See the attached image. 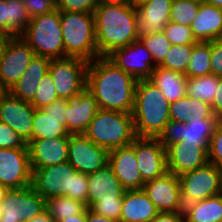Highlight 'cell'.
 <instances>
[{
    "instance_id": "obj_1",
    "label": "cell",
    "mask_w": 222,
    "mask_h": 222,
    "mask_svg": "<svg viewBox=\"0 0 222 222\" xmlns=\"http://www.w3.org/2000/svg\"><path fill=\"white\" fill-rule=\"evenodd\" d=\"M137 81L106 56L88 63L86 87L99 109L132 114Z\"/></svg>"
},
{
    "instance_id": "obj_2",
    "label": "cell",
    "mask_w": 222,
    "mask_h": 222,
    "mask_svg": "<svg viewBox=\"0 0 222 222\" xmlns=\"http://www.w3.org/2000/svg\"><path fill=\"white\" fill-rule=\"evenodd\" d=\"M93 14L99 57L139 39L134 5L100 3Z\"/></svg>"
},
{
    "instance_id": "obj_3",
    "label": "cell",
    "mask_w": 222,
    "mask_h": 222,
    "mask_svg": "<svg viewBox=\"0 0 222 222\" xmlns=\"http://www.w3.org/2000/svg\"><path fill=\"white\" fill-rule=\"evenodd\" d=\"M170 103L149 80H138L132 117L136 137L157 138L170 121Z\"/></svg>"
},
{
    "instance_id": "obj_4",
    "label": "cell",
    "mask_w": 222,
    "mask_h": 222,
    "mask_svg": "<svg viewBox=\"0 0 222 222\" xmlns=\"http://www.w3.org/2000/svg\"><path fill=\"white\" fill-rule=\"evenodd\" d=\"M88 174L75 170L68 161L32 171V188L45 200L67 196L87 206Z\"/></svg>"
},
{
    "instance_id": "obj_5",
    "label": "cell",
    "mask_w": 222,
    "mask_h": 222,
    "mask_svg": "<svg viewBox=\"0 0 222 222\" xmlns=\"http://www.w3.org/2000/svg\"><path fill=\"white\" fill-rule=\"evenodd\" d=\"M65 57L91 62L99 57L93 13L60 12Z\"/></svg>"
},
{
    "instance_id": "obj_6",
    "label": "cell",
    "mask_w": 222,
    "mask_h": 222,
    "mask_svg": "<svg viewBox=\"0 0 222 222\" xmlns=\"http://www.w3.org/2000/svg\"><path fill=\"white\" fill-rule=\"evenodd\" d=\"M84 135L108 151L130 145L136 138L132 114L99 109Z\"/></svg>"
},
{
    "instance_id": "obj_7",
    "label": "cell",
    "mask_w": 222,
    "mask_h": 222,
    "mask_svg": "<svg viewBox=\"0 0 222 222\" xmlns=\"http://www.w3.org/2000/svg\"><path fill=\"white\" fill-rule=\"evenodd\" d=\"M180 193L175 212L186 218L200 201L222 193V170L214 164L183 173L178 176Z\"/></svg>"
},
{
    "instance_id": "obj_8",
    "label": "cell",
    "mask_w": 222,
    "mask_h": 222,
    "mask_svg": "<svg viewBox=\"0 0 222 222\" xmlns=\"http://www.w3.org/2000/svg\"><path fill=\"white\" fill-rule=\"evenodd\" d=\"M87 208L120 222L122 199L126 191L108 164L94 173L88 174Z\"/></svg>"
},
{
    "instance_id": "obj_9",
    "label": "cell",
    "mask_w": 222,
    "mask_h": 222,
    "mask_svg": "<svg viewBox=\"0 0 222 222\" xmlns=\"http://www.w3.org/2000/svg\"><path fill=\"white\" fill-rule=\"evenodd\" d=\"M20 37L38 56L50 59L65 58L60 11L31 17Z\"/></svg>"
},
{
    "instance_id": "obj_10",
    "label": "cell",
    "mask_w": 222,
    "mask_h": 222,
    "mask_svg": "<svg viewBox=\"0 0 222 222\" xmlns=\"http://www.w3.org/2000/svg\"><path fill=\"white\" fill-rule=\"evenodd\" d=\"M88 63L77 57L51 59L48 72L60 99L72 100L86 87Z\"/></svg>"
},
{
    "instance_id": "obj_11",
    "label": "cell",
    "mask_w": 222,
    "mask_h": 222,
    "mask_svg": "<svg viewBox=\"0 0 222 222\" xmlns=\"http://www.w3.org/2000/svg\"><path fill=\"white\" fill-rule=\"evenodd\" d=\"M46 210V200L32 186L9 189L0 204V222H27Z\"/></svg>"
},
{
    "instance_id": "obj_12",
    "label": "cell",
    "mask_w": 222,
    "mask_h": 222,
    "mask_svg": "<svg viewBox=\"0 0 222 222\" xmlns=\"http://www.w3.org/2000/svg\"><path fill=\"white\" fill-rule=\"evenodd\" d=\"M219 122L218 118H189L186 123L170 120L157 139L165 148L176 142H193L199 147H208Z\"/></svg>"
},
{
    "instance_id": "obj_13",
    "label": "cell",
    "mask_w": 222,
    "mask_h": 222,
    "mask_svg": "<svg viewBox=\"0 0 222 222\" xmlns=\"http://www.w3.org/2000/svg\"><path fill=\"white\" fill-rule=\"evenodd\" d=\"M35 55L20 36L6 38L0 59V81L8 90L22 77Z\"/></svg>"
},
{
    "instance_id": "obj_14",
    "label": "cell",
    "mask_w": 222,
    "mask_h": 222,
    "mask_svg": "<svg viewBox=\"0 0 222 222\" xmlns=\"http://www.w3.org/2000/svg\"><path fill=\"white\" fill-rule=\"evenodd\" d=\"M68 162L83 174H90L109 163V151L90 141L84 134H70Z\"/></svg>"
},
{
    "instance_id": "obj_15",
    "label": "cell",
    "mask_w": 222,
    "mask_h": 222,
    "mask_svg": "<svg viewBox=\"0 0 222 222\" xmlns=\"http://www.w3.org/2000/svg\"><path fill=\"white\" fill-rule=\"evenodd\" d=\"M106 57L137 80L149 79L153 69L157 67L151 53L140 39L114 49Z\"/></svg>"
},
{
    "instance_id": "obj_16",
    "label": "cell",
    "mask_w": 222,
    "mask_h": 222,
    "mask_svg": "<svg viewBox=\"0 0 222 222\" xmlns=\"http://www.w3.org/2000/svg\"><path fill=\"white\" fill-rule=\"evenodd\" d=\"M32 170L28 148L0 149V184L9 189L30 186Z\"/></svg>"
},
{
    "instance_id": "obj_17",
    "label": "cell",
    "mask_w": 222,
    "mask_h": 222,
    "mask_svg": "<svg viewBox=\"0 0 222 222\" xmlns=\"http://www.w3.org/2000/svg\"><path fill=\"white\" fill-rule=\"evenodd\" d=\"M134 150L144 182L154 180L168 172L166 148L157 138L136 137Z\"/></svg>"
},
{
    "instance_id": "obj_18",
    "label": "cell",
    "mask_w": 222,
    "mask_h": 222,
    "mask_svg": "<svg viewBox=\"0 0 222 222\" xmlns=\"http://www.w3.org/2000/svg\"><path fill=\"white\" fill-rule=\"evenodd\" d=\"M35 108L8 92L0 104V122L7 124L27 143L32 140Z\"/></svg>"
},
{
    "instance_id": "obj_19",
    "label": "cell",
    "mask_w": 222,
    "mask_h": 222,
    "mask_svg": "<svg viewBox=\"0 0 222 222\" xmlns=\"http://www.w3.org/2000/svg\"><path fill=\"white\" fill-rule=\"evenodd\" d=\"M168 172L179 176L209 163L208 147L193 142H176L166 147Z\"/></svg>"
},
{
    "instance_id": "obj_20",
    "label": "cell",
    "mask_w": 222,
    "mask_h": 222,
    "mask_svg": "<svg viewBox=\"0 0 222 222\" xmlns=\"http://www.w3.org/2000/svg\"><path fill=\"white\" fill-rule=\"evenodd\" d=\"M125 190H140L144 181L135 156L134 141L127 146L109 151L108 163Z\"/></svg>"
},
{
    "instance_id": "obj_21",
    "label": "cell",
    "mask_w": 222,
    "mask_h": 222,
    "mask_svg": "<svg viewBox=\"0 0 222 222\" xmlns=\"http://www.w3.org/2000/svg\"><path fill=\"white\" fill-rule=\"evenodd\" d=\"M69 137L36 139L27 143L31 170L68 161Z\"/></svg>"
},
{
    "instance_id": "obj_22",
    "label": "cell",
    "mask_w": 222,
    "mask_h": 222,
    "mask_svg": "<svg viewBox=\"0 0 222 222\" xmlns=\"http://www.w3.org/2000/svg\"><path fill=\"white\" fill-rule=\"evenodd\" d=\"M142 189L159 212H175L181 190L178 176L167 172L145 182Z\"/></svg>"
},
{
    "instance_id": "obj_23",
    "label": "cell",
    "mask_w": 222,
    "mask_h": 222,
    "mask_svg": "<svg viewBox=\"0 0 222 222\" xmlns=\"http://www.w3.org/2000/svg\"><path fill=\"white\" fill-rule=\"evenodd\" d=\"M99 110L97 101L85 87L66 107V129L69 134H84Z\"/></svg>"
},
{
    "instance_id": "obj_24",
    "label": "cell",
    "mask_w": 222,
    "mask_h": 222,
    "mask_svg": "<svg viewBox=\"0 0 222 222\" xmlns=\"http://www.w3.org/2000/svg\"><path fill=\"white\" fill-rule=\"evenodd\" d=\"M173 0H150L137 7V31L139 38L147 34L163 32L170 21Z\"/></svg>"
},
{
    "instance_id": "obj_25",
    "label": "cell",
    "mask_w": 222,
    "mask_h": 222,
    "mask_svg": "<svg viewBox=\"0 0 222 222\" xmlns=\"http://www.w3.org/2000/svg\"><path fill=\"white\" fill-rule=\"evenodd\" d=\"M197 42H210L222 38V9L207 3H200L198 13L190 24Z\"/></svg>"
},
{
    "instance_id": "obj_26",
    "label": "cell",
    "mask_w": 222,
    "mask_h": 222,
    "mask_svg": "<svg viewBox=\"0 0 222 222\" xmlns=\"http://www.w3.org/2000/svg\"><path fill=\"white\" fill-rule=\"evenodd\" d=\"M158 213L143 189L124 192L120 222H151Z\"/></svg>"
},
{
    "instance_id": "obj_27",
    "label": "cell",
    "mask_w": 222,
    "mask_h": 222,
    "mask_svg": "<svg viewBox=\"0 0 222 222\" xmlns=\"http://www.w3.org/2000/svg\"><path fill=\"white\" fill-rule=\"evenodd\" d=\"M50 61L46 56L35 55L25 73L9 92L23 101L31 102L43 76L48 73Z\"/></svg>"
},
{
    "instance_id": "obj_28",
    "label": "cell",
    "mask_w": 222,
    "mask_h": 222,
    "mask_svg": "<svg viewBox=\"0 0 222 222\" xmlns=\"http://www.w3.org/2000/svg\"><path fill=\"white\" fill-rule=\"evenodd\" d=\"M149 80L162 92L171 103L187 95V76L181 72L157 66Z\"/></svg>"
},
{
    "instance_id": "obj_29",
    "label": "cell",
    "mask_w": 222,
    "mask_h": 222,
    "mask_svg": "<svg viewBox=\"0 0 222 222\" xmlns=\"http://www.w3.org/2000/svg\"><path fill=\"white\" fill-rule=\"evenodd\" d=\"M169 117L179 123H186L189 118H217L210 104L187 95L170 103Z\"/></svg>"
},
{
    "instance_id": "obj_30",
    "label": "cell",
    "mask_w": 222,
    "mask_h": 222,
    "mask_svg": "<svg viewBox=\"0 0 222 222\" xmlns=\"http://www.w3.org/2000/svg\"><path fill=\"white\" fill-rule=\"evenodd\" d=\"M69 135L66 129V119L54 118L42 109H35L32 140L69 137Z\"/></svg>"
},
{
    "instance_id": "obj_31",
    "label": "cell",
    "mask_w": 222,
    "mask_h": 222,
    "mask_svg": "<svg viewBox=\"0 0 222 222\" xmlns=\"http://www.w3.org/2000/svg\"><path fill=\"white\" fill-rule=\"evenodd\" d=\"M222 220V193L200 200L185 218V222H220Z\"/></svg>"
},
{
    "instance_id": "obj_32",
    "label": "cell",
    "mask_w": 222,
    "mask_h": 222,
    "mask_svg": "<svg viewBox=\"0 0 222 222\" xmlns=\"http://www.w3.org/2000/svg\"><path fill=\"white\" fill-rule=\"evenodd\" d=\"M87 209L85 203L67 196H57L46 200V211L55 222L80 215Z\"/></svg>"
},
{
    "instance_id": "obj_33",
    "label": "cell",
    "mask_w": 222,
    "mask_h": 222,
    "mask_svg": "<svg viewBox=\"0 0 222 222\" xmlns=\"http://www.w3.org/2000/svg\"><path fill=\"white\" fill-rule=\"evenodd\" d=\"M219 87V76L209 74L202 77L187 78V96L212 105L216 89Z\"/></svg>"
},
{
    "instance_id": "obj_34",
    "label": "cell",
    "mask_w": 222,
    "mask_h": 222,
    "mask_svg": "<svg viewBox=\"0 0 222 222\" xmlns=\"http://www.w3.org/2000/svg\"><path fill=\"white\" fill-rule=\"evenodd\" d=\"M6 6L7 36H20L31 19L24 0H6Z\"/></svg>"
},
{
    "instance_id": "obj_35",
    "label": "cell",
    "mask_w": 222,
    "mask_h": 222,
    "mask_svg": "<svg viewBox=\"0 0 222 222\" xmlns=\"http://www.w3.org/2000/svg\"><path fill=\"white\" fill-rule=\"evenodd\" d=\"M211 41L198 42L193 49L185 75L187 78L202 77L211 74Z\"/></svg>"
},
{
    "instance_id": "obj_36",
    "label": "cell",
    "mask_w": 222,
    "mask_h": 222,
    "mask_svg": "<svg viewBox=\"0 0 222 222\" xmlns=\"http://www.w3.org/2000/svg\"><path fill=\"white\" fill-rule=\"evenodd\" d=\"M195 45L196 44L171 45L170 51L159 66L185 74Z\"/></svg>"
},
{
    "instance_id": "obj_37",
    "label": "cell",
    "mask_w": 222,
    "mask_h": 222,
    "mask_svg": "<svg viewBox=\"0 0 222 222\" xmlns=\"http://www.w3.org/2000/svg\"><path fill=\"white\" fill-rule=\"evenodd\" d=\"M200 3L192 0H173L170 10V21L190 26L195 19Z\"/></svg>"
},
{
    "instance_id": "obj_38",
    "label": "cell",
    "mask_w": 222,
    "mask_h": 222,
    "mask_svg": "<svg viewBox=\"0 0 222 222\" xmlns=\"http://www.w3.org/2000/svg\"><path fill=\"white\" fill-rule=\"evenodd\" d=\"M148 51L157 66H159L167 56L171 48V43L163 33L147 34L139 38Z\"/></svg>"
},
{
    "instance_id": "obj_39",
    "label": "cell",
    "mask_w": 222,
    "mask_h": 222,
    "mask_svg": "<svg viewBox=\"0 0 222 222\" xmlns=\"http://www.w3.org/2000/svg\"><path fill=\"white\" fill-rule=\"evenodd\" d=\"M57 99H59V97L56 92L52 77L48 72L43 76L41 82L39 83L38 90L36 91L35 96L30 104L35 109H42L44 106L49 105Z\"/></svg>"
},
{
    "instance_id": "obj_40",
    "label": "cell",
    "mask_w": 222,
    "mask_h": 222,
    "mask_svg": "<svg viewBox=\"0 0 222 222\" xmlns=\"http://www.w3.org/2000/svg\"><path fill=\"white\" fill-rule=\"evenodd\" d=\"M163 33L167 36V39L172 45H183V44H197L198 42L193 37L190 26H184L169 21L166 25Z\"/></svg>"
},
{
    "instance_id": "obj_41",
    "label": "cell",
    "mask_w": 222,
    "mask_h": 222,
    "mask_svg": "<svg viewBox=\"0 0 222 222\" xmlns=\"http://www.w3.org/2000/svg\"><path fill=\"white\" fill-rule=\"evenodd\" d=\"M209 163L222 170V121L214 129L208 146Z\"/></svg>"
},
{
    "instance_id": "obj_42",
    "label": "cell",
    "mask_w": 222,
    "mask_h": 222,
    "mask_svg": "<svg viewBox=\"0 0 222 222\" xmlns=\"http://www.w3.org/2000/svg\"><path fill=\"white\" fill-rule=\"evenodd\" d=\"M99 4V0H56V8L60 12L94 13Z\"/></svg>"
},
{
    "instance_id": "obj_43",
    "label": "cell",
    "mask_w": 222,
    "mask_h": 222,
    "mask_svg": "<svg viewBox=\"0 0 222 222\" xmlns=\"http://www.w3.org/2000/svg\"><path fill=\"white\" fill-rule=\"evenodd\" d=\"M28 148L27 142L7 124L0 122V149Z\"/></svg>"
},
{
    "instance_id": "obj_44",
    "label": "cell",
    "mask_w": 222,
    "mask_h": 222,
    "mask_svg": "<svg viewBox=\"0 0 222 222\" xmlns=\"http://www.w3.org/2000/svg\"><path fill=\"white\" fill-rule=\"evenodd\" d=\"M30 17L52 12L56 9V0H24Z\"/></svg>"
},
{
    "instance_id": "obj_45",
    "label": "cell",
    "mask_w": 222,
    "mask_h": 222,
    "mask_svg": "<svg viewBox=\"0 0 222 222\" xmlns=\"http://www.w3.org/2000/svg\"><path fill=\"white\" fill-rule=\"evenodd\" d=\"M211 74L222 76V38L211 41Z\"/></svg>"
},
{
    "instance_id": "obj_46",
    "label": "cell",
    "mask_w": 222,
    "mask_h": 222,
    "mask_svg": "<svg viewBox=\"0 0 222 222\" xmlns=\"http://www.w3.org/2000/svg\"><path fill=\"white\" fill-rule=\"evenodd\" d=\"M70 100L66 99H57L53 101L49 105H46L42 108V110L47 114L54 118H63L66 119V107Z\"/></svg>"
},
{
    "instance_id": "obj_47",
    "label": "cell",
    "mask_w": 222,
    "mask_h": 222,
    "mask_svg": "<svg viewBox=\"0 0 222 222\" xmlns=\"http://www.w3.org/2000/svg\"><path fill=\"white\" fill-rule=\"evenodd\" d=\"M211 108L214 116L222 121V76L219 77V87L216 89V94Z\"/></svg>"
},
{
    "instance_id": "obj_48",
    "label": "cell",
    "mask_w": 222,
    "mask_h": 222,
    "mask_svg": "<svg viewBox=\"0 0 222 222\" xmlns=\"http://www.w3.org/2000/svg\"><path fill=\"white\" fill-rule=\"evenodd\" d=\"M151 222H185L176 212H159Z\"/></svg>"
},
{
    "instance_id": "obj_49",
    "label": "cell",
    "mask_w": 222,
    "mask_h": 222,
    "mask_svg": "<svg viewBox=\"0 0 222 222\" xmlns=\"http://www.w3.org/2000/svg\"><path fill=\"white\" fill-rule=\"evenodd\" d=\"M0 30L7 36V6H6V0H0Z\"/></svg>"
},
{
    "instance_id": "obj_50",
    "label": "cell",
    "mask_w": 222,
    "mask_h": 222,
    "mask_svg": "<svg viewBox=\"0 0 222 222\" xmlns=\"http://www.w3.org/2000/svg\"><path fill=\"white\" fill-rule=\"evenodd\" d=\"M86 222H116V221L108 219L105 216L99 215V214L93 212L90 208H87Z\"/></svg>"
},
{
    "instance_id": "obj_51",
    "label": "cell",
    "mask_w": 222,
    "mask_h": 222,
    "mask_svg": "<svg viewBox=\"0 0 222 222\" xmlns=\"http://www.w3.org/2000/svg\"><path fill=\"white\" fill-rule=\"evenodd\" d=\"M27 222H55V221L52 219L49 213L45 210L40 215L34 217L31 220H28Z\"/></svg>"
},
{
    "instance_id": "obj_52",
    "label": "cell",
    "mask_w": 222,
    "mask_h": 222,
    "mask_svg": "<svg viewBox=\"0 0 222 222\" xmlns=\"http://www.w3.org/2000/svg\"><path fill=\"white\" fill-rule=\"evenodd\" d=\"M87 220V209L80 215H74L69 218H64L60 222H86Z\"/></svg>"
},
{
    "instance_id": "obj_53",
    "label": "cell",
    "mask_w": 222,
    "mask_h": 222,
    "mask_svg": "<svg viewBox=\"0 0 222 222\" xmlns=\"http://www.w3.org/2000/svg\"><path fill=\"white\" fill-rule=\"evenodd\" d=\"M103 4H124V5H134V0H99Z\"/></svg>"
},
{
    "instance_id": "obj_54",
    "label": "cell",
    "mask_w": 222,
    "mask_h": 222,
    "mask_svg": "<svg viewBox=\"0 0 222 222\" xmlns=\"http://www.w3.org/2000/svg\"><path fill=\"white\" fill-rule=\"evenodd\" d=\"M8 191H9V188L0 184V204L4 200Z\"/></svg>"
},
{
    "instance_id": "obj_55",
    "label": "cell",
    "mask_w": 222,
    "mask_h": 222,
    "mask_svg": "<svg viewBox=\"0 0 222 222\" xmlns=\"http://www.w3.org/2000/svg\"><path fill=\"white\" fill-rule=\"evenodd\" d=\"M9 92V90L0 81V104L3 97Z\"/></svg>"
},
{
    "instance_id": "obj_56",
    "label": "cell",
    "mask_w": 222,
    "mask_h": 222,
    "mask_svg": "<svg viewBox=\"0 0 222 222\" xmlns=\"http://www.w3.org/2000/svg\"><path fill=\"white\" fill-rule=\"evenodd\" d=\"M204 3L214 5V6L222 9V0H205Z\"/></svg>"
},
{
    "instance_id": "obj_57",
    "label": "cell",
    "mask_w": 222,
    "mask_h": 222,
    "mask_svg": "<svg viewBox=\"0 0 222 222\" xmlns=\"http://www.w3.org/2000/svg\"><path fill=\"white\" fill-rule=\"evenodd\" d=\"M150 0H134V6L137 8L139 5L148 2Z\"/></svg>"
},
{
    "instance_id": "obj_58",
    "label": "cell",
    "mask_w": 222,
    "mask_h": 222,
    "mask_svg": "<svg viewBox=\"0 0 222 222\" xmlns=\"http://www.w3.org/2000/svg\"><path fill=\"white\" fill-rule=\"evenodd\" d=\"M6 39H0V59H1V54L5 45Z\"/></svg>"
},
{
    "instance_id": "obj_59",
    "label": "cell",
    "mask_w": 222,
    "mask_h": 222,
    "mask_svg": "<svg viewBox=\"0 0 222 222\" xmlns=\"http://www.w3.org/2000/svg\"><path fill=\"white\" fill-rule=\"evenodd\" d=\"M8 36H6L1 30H0V39H6Z\"/></svg>"
},
{
    "instance_id": "obj_60",
    "label": "cell",
    "mask_w": 222,
    "mask_h": 222,
    "mask_svg": "<svg viewBox=\"0 0 222 222\" xmlns=\"http://www.w3.org/2000/svg\"><path fill=\"white\" fill-rule=\"evenodd\" d=\"M192 1H196V2H199V3H204L205 0H192Z\"/></svg>"
}]
</instances>
